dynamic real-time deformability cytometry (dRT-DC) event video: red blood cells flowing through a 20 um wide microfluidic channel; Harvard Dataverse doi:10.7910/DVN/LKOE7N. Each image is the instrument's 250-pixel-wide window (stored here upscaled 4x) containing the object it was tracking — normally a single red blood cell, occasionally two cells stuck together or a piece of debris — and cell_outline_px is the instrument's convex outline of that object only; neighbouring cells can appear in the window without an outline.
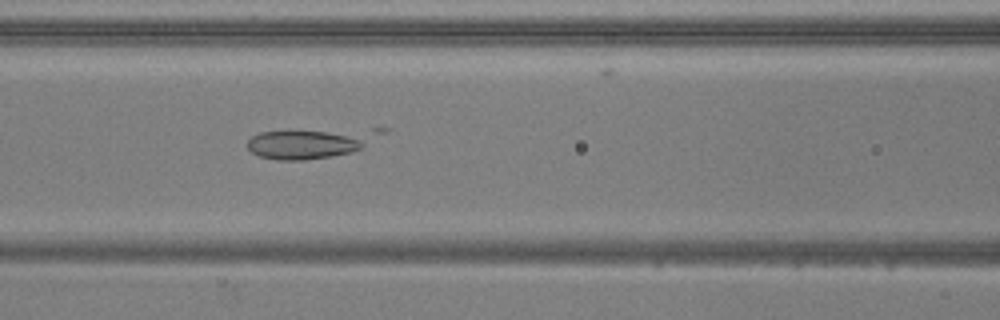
{"species": "common noctule bat (a hibernating species)", "species_latin": "Nyctalus noctula", "temperature_condition": "warm", "stored_images_in_passage": 44, "camera_frame_rate_fps": 3000, "um_per_image_px": 0.085, "animal": {"sex": "male", "body_mass_g": 20.5, "forearm_length_mm": 52.5}, "frame": {"image": 1, "passage_image": 14, "time_ms": 4.333, "image_size_px": [1000, 320], "cell_outline_px": [[392, 128], [388, 132], [360, 148], [352, 152], [332, 156], [304, 160], [276, 160], [260, 156], [252, 152], [248, 148], [248, 140], [252, 136], [260, 132], [372, 128]], "centroid_in_image_um": [26.49, 12.15], "position_along_channel_um": 140.1, "area_um2": 23.41}}
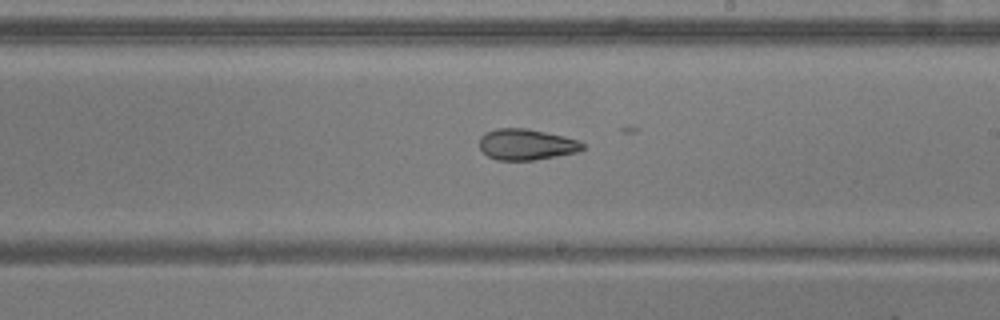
{"frame": {"image": 2, "passage_image": 22, "time_ms": 7.0, "image_size_px": [1000, 320], "cell_outline_px": [[584, 148], [580, 152], [532, 160], [496, 160], [488, 156], [480, 148], [480, 136], [484, 132], [496, 128], [524, 128], [564, 136], [580, 140], [584, 144]], "centroid_in_image_um": [44.75, 12.27], "position_along_channel_um": 244.3, "area_um2": 18.73}}
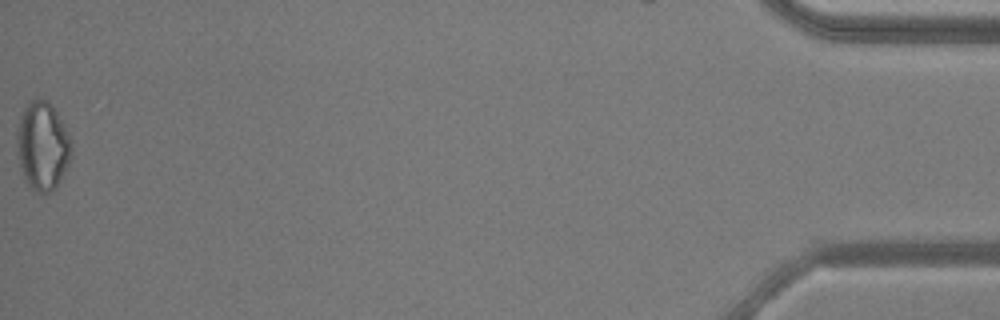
{"frame": {"image": 3, "passage_image": 44, "time_ms": 14.333, "image_size_px": [1000, 320], "cell_outline_px": [[72, 156], [56, 188], [52, 192], [36, 192], [24, 180], [20, 168], [16, 152], [16, 132], [20, 116], [24, 108], [36, 96], [40, 96], [48, 100], [64, 124], [72, 140]], "centroid_in_image_um": [3.61, 12.39], "position_along_channel_um": 431.6, "area_um2": 28.67}}